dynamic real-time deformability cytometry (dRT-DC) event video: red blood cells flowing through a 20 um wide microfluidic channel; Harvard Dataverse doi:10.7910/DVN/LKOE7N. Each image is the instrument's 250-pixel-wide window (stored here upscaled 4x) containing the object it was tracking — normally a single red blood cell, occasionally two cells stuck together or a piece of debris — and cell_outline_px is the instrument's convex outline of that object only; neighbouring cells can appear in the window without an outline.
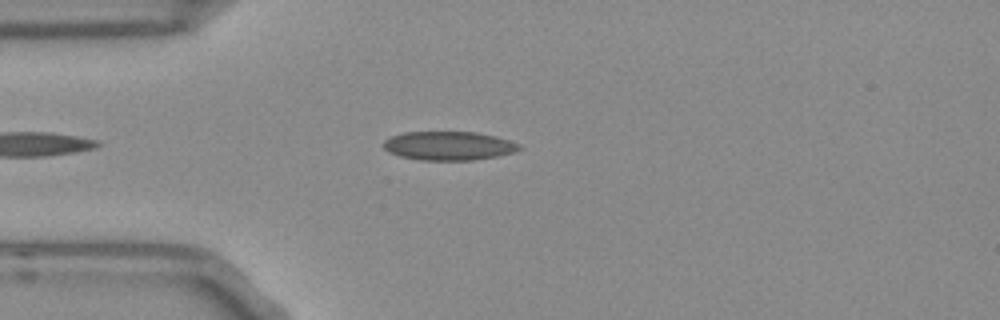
{"species": "Egyptian fruit bat (a non-hibernating species)", "species_latin": "Rousettus aegyptiacus", "temperature_condition": "room temperature", "stored_images_in_passage": 30, "camera_frame_rate_fps": 3000, "um_per_image_px": 0.085, "frame": {"image": 1, "passage_image": 6, "time_ms": 1.667, "image_size_px": [1000, 320], "cell_outline_px": [[524, 148], [516, 152], [496, 156], [472, 160], [420, 160], [400, 156], [388, 152], [384, 148], [384, 140], [392, 136], [404, 132], [476, 132], [508, 140], [520, 144]], "centroid_in_image_um": [38.15, 12.4], "position_along_channel_um": 46.9, "area_um2": 22.72}}
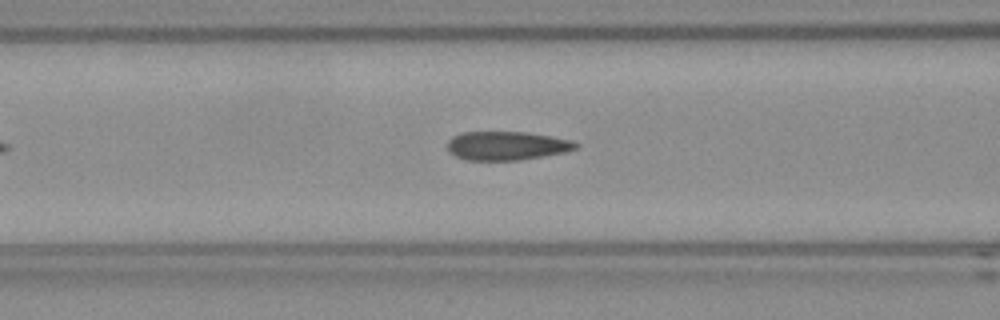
{"frame": {"image": 2, "passage_image": 13, "time_ms": 4.0, "image_size_px": [1000, 320], "cell_outline_px": [[580, 144], [576, 148], [564, 152], [544, 156], [516, 160], [464, 160], [448, 152], [448, 140], [452, 136], [464, 132], [524, 132], [548, 136], [568, 140]], "centroid_in_image_um": [43.01, 12.39], "position_along_channel_um": 123.6, "area_um2": 21.27}}
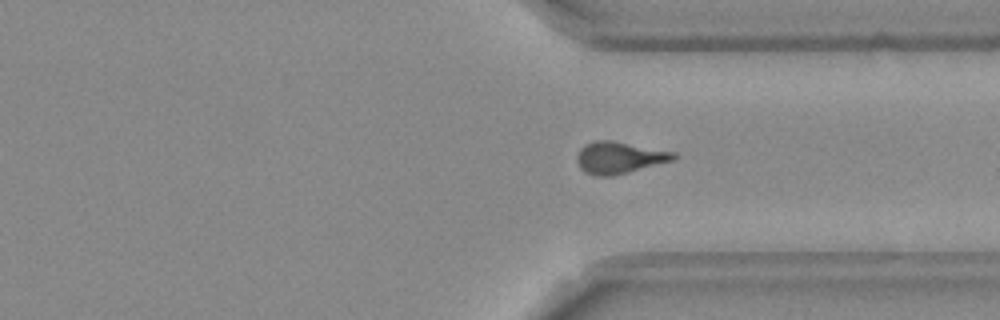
{"frame": {"image": 3, "passage_image": 28, "time_ms": 9.0, "image_size_px": [1000, 320], "cell_outline_px": [[676, 156], [672, 160], [628, 172], [612, 176], [596, 176], [584, 172], [580, 168], [576, 160], [576, 156], [580, 148], [584, 144], [596, 140], [612, 140], [676, 152]], "centroid_in_image_um": [52.58, 13.39], "position_along_channel_um": 358.8, "area_um2": 17.92}}